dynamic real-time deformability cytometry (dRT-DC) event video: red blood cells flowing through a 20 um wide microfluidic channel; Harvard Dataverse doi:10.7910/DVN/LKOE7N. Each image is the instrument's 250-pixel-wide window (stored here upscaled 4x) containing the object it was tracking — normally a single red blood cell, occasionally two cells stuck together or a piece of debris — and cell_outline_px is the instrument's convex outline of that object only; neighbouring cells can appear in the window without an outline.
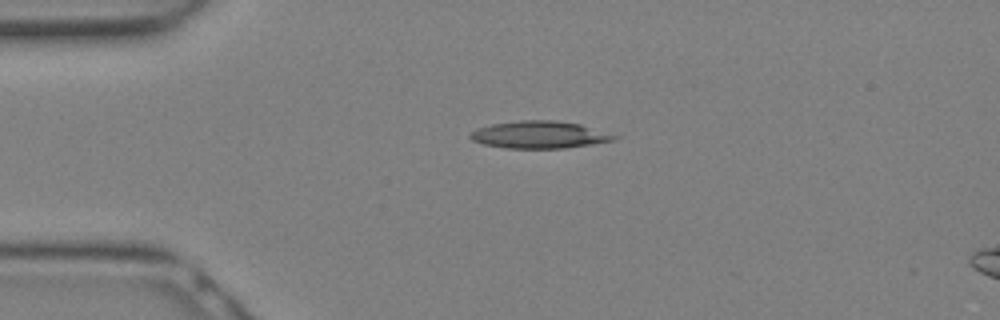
{"species": "Egyptian fruit bat (a non-hibernating species)", "species_latin": "Rousettus aegyptiacus", "temperature_condition": "warm", "stored_images_in_passage": 5, "camera_frame_rate_fps": 3000, "um_per_image_px": 0.085, "animal": {"sex": "female"}, "frame": {"image": 1, "passage_image": 1, "time_ms": 0.0, "image_size_px": [1000, 320], "cell_outline_px": [[620, 136], [616, 140], [592, 144], [564, 148], [504, 148], [484, 144], [472, 140], [468, 136], [476, 128], [492, 124], [520, 120], [552, 120], [580, 124]], "centroid_in_image_um": [45.85, 11.45], "position_along_channel_um": 39.1, "area_um2": 22.83}}
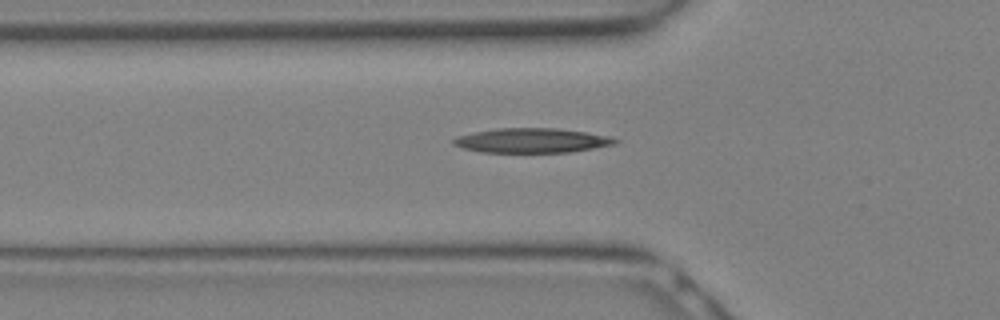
{"frame": {"image": 2, "passage_image": 4, "time_ms": 1.0, "image_size_px": [1000, 320], "cell_outline_px": [[620, 140], [616, 144], [568, 152], [480, 152], [464, 148], [452, 144], [452, 140], [456, 136], [496, 128], [556, 128], [612, 136]], "centroid_in_image_um": [45.21, 11.94], "position_along_channel_um": 80.6, "area_um2": 23.06}}